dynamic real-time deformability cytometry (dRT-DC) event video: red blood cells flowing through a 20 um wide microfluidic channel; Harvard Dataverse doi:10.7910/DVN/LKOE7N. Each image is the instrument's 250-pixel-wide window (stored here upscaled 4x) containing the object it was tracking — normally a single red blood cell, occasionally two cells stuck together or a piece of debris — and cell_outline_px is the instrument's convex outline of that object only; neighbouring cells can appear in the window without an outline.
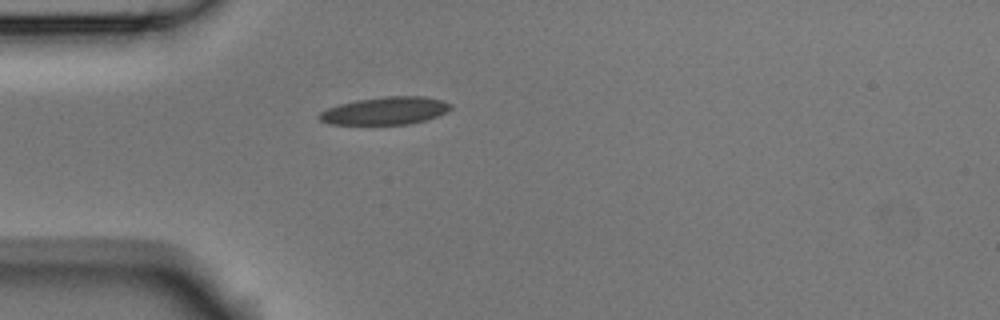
{"species": "Egyptian fruit bat (a non-hibernating species)", "species_latin": "Rousettus aegyptiacus", "temperature_condition": "room temperature", "stored_images_in_passage": 1, "camera_frame_rate_fps": 3000, "um_per_image_px": 0.085, "animal": {"sex": "male"}, "frame": {"image": 1, "passage_image": 1, "time_ms": 0.0, "image_size_px": [1000, 320], "cell_outline_px": [[452, 108], [436, 116], [424, 120], [408, 124], [328, 124], [320, 120], [316, 116], [320, 112], [328, 108], [340, 104], [356, 100], [384, 96], [424, 96], [440, 100], [452, 104]], "centroid_in_image_um": [32.71, 9.41], "position_along_channel_um": 52.3, "area_um2": 21.04}}